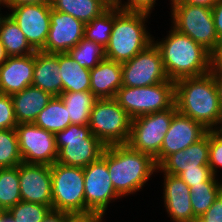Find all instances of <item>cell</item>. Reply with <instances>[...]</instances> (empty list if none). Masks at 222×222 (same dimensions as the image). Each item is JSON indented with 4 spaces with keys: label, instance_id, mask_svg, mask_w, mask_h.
<instances>
[{
    "label": "cell",
    "instance_id": "1",
    "mask_svg": "<svg viewBox=\"0 0 222 222\" xmlns=\"http://www.w3.org/2000/svg\"><path fill=\"white\" fill-rule=\"evenodd\" d=\"M177 111L213 131L222 118L220 98L211 72L175 82ZM214 128V129H213Z\"/></svg>",
    "mask_w": 222,
    "mask_h": 222
},
{
    "label": "cell",
    "instance_id": "2",
    "mask_svg": "<svg viewBox=\"0 0 222 222\" xmlns=\"http://www.w3.org/2000/svg\"><path fill=\"white\" fill-rule=\"evenodd\" d=\"M163 40L153 41L159 48L163 66L171 81L201 76L211 71L212 54L191 37L174 28Z\"/></svg>",
    "mask_w": 222,
    "mask_h": 222
},
{
    "label": "cell",
    "instance_id": "3",
    "mask_svg": "<svg viewBox=\"0 0 222 222\" xmlns=\"http://www.w3.org/2000/svg\"><path fill=\"white\" fill-rule=\"evenodd\" d=\"M101 157L106 161L113 187L121 197L135 194L155 171L158 172L152 156L127 144L106 146Z\"/></svg>",
    "mask_w": 222,
    "mask_h": 222
},
{
    "label": "cell",
    "instance_id": "4",
    "mask_svg": "<svg viewBox=\"0 0 222 222\" xmlns=\"http://www.w3.org/2000/svg\"><path fill=\"white\" fill-rule=\"evenodd\" d=\"M148 16L146 13L122 11L114 4V25L105 47L106 59L127 62L153 43L154 38L145 27Z\"/></svg>",
    "mask_w": 222,
    "mask_h": 222
},
{
    "label": "cell",
    "instance_id": "5",
    "mask_svg": "<svg viewBox=\"0 0 222 222\" xmlns=\"http://www.w3.org/2000/svg\"><path fill=\"white\" fill-rule=\"evenodd\" d=\"M60 164L85 168L98 160L106 146L91 133L89 125L70 124L55 134Z\"/></svg>",
    "mask_w": 222,
    "mask_h": 222
},
{
    "label": "cell",
    "instance_id": "6",
    "mask_svg": "<svg viewBox=\"0 0 222 222\" xmlns=\"http://www.w3.org/2000/svg\"><path fill=\"white\" fill-rule=\"evenodd\" d=\"M115 99L132 119L144 114L162 112L175 105V82L169 79L146 87L122 86Z\"/></svg>",
    "mask_w": 222,
    "mask_h": 222
},
{
    "label": "cell",
    "instance_id": "7",
    "mask_svg": "<svg viewBox=\"0 0 222 222\" xmlns=\"http://www.w3.org/2000/svg\"><path fill=\"white\" fill-rule=\"evenodd\" d=\"M132 118L115 98L97 99L91 110V133L105 146L127 144Z\"/></svg>",
    "mask_w": 222,
    "mask_h": 222
},
{
    "label": "cell",
    "instance_id": "8",
    "mask_svg": "<svg viewBox=\"0 0 222 222\" xmlns=\"http://www.w3.org/2000/svg\"><path fill=\"white\" fill-rule=\"evenodd\" d=\"M171 17L176 31L191 37L211 54L219 46V38L215 31L212 9L206 6L187 3H170Z\"/></svg>",
    "mask_w": 222,
    "mask_h": 222
},
{
    "label": "cell",
    "instance_id": "9",
    "mask_svg": "<svg viewBox=\"0 0 222 222\" xmlns=\"http://www.w3.org/2000/svg\"><path fill=\"white\" fill-rule=\"evenodd\" d=\"M52 209L72 213H86L84 171L81 167L55 162L51 165Z\"/></svg>",
    "mask_w": 222,
    "mask_h": 222
},
{
    "label": "cell",
    "instance_id": "10",
    "mask_svg": "<svg viewBox=\"0 0 222 222\" xmlns=\"http://www.w3.org/2000/svg\"><path fill=\"white\" fill-rule=\"evenodd\" d=\"M176 105L162 111L140 115L131 121L130 136L127 145L155 158L161 150L165 134L169 130Z\"/></svg>",
    "mask_w": 222,
    "mask_h": 222
},
{
    "label": "cell",
    "instance_id": "11",
    "mask_svg": "<svg viewBox=\"0 0 222 222\" xmlns=\"http://www.w3.org/2000/svg\"><path fill=\"white\" fill-rule=\"evenodd\" d=\"M168 80L160 50L154 42L122 63V86L146 87Z\"/></svg>",
    "mask_w": 222,
    "mask_h": 222
},
{
    "label": "cell",
    "instance_id": "12",
    "mask_svg": "<svg viewBox=\"0 0 222 222\" xmlns=\"http://www.w3.org/2000/svg\"><path fill=\"white\" fill-rule=\"evenodd\" d=\"M15 130L24 163L51 166L57 161L55 134L34 123H19Z\"/></svg>",
    "mask_w": 222,
    "mask_h": 222
},
{
    "label": "cell",
    "instance_id": "13",
    "mask_svg": "<svg viewBox=\"0 0 222 222\" xmlns=\"http://www.w3.org/2000/svg\"><path fill=\"white\" fill-rule=\"evenodd\" d=\"M83 171L86 213H95L103 218L110 202L121 198L113 187L107 163L100 157Z\"/></svg>",
    "mask_w": 222,
    "mask_h": 222
},
{
    "label": "cell",
    "instance_id": "14",
    "mask_svg": "<svg viewBox=\"0 0 222 222\" xmlns=\"http://www.w3.org/2000/svg\"><path fill=\"white\" fill-rule=\"evenodd\" d=\"M8 14L24 33L35 51H41L50 29L51 4H24L9 8Z\"/></svg>",
    "mask_w": 222,
    "mask_h": 222
},
{
    "label": "cell",
    "instance_id": "15",
    "mask_svg": "<svg viewBox=\"0 0 222 222\" xmlns=\"http://www.w3.org/2000/svg\"><path fill=\"white\" fill-rule=\"evenodd\" d=\"M85 24L70 14L51 8L50 29L41 50L46 53H67L84 38Z\"/></svg>",
    "mask_w": 222,
    "mask_h": 222
},
{
    "label": "cell",
    "instance_id": "16",
    "mask_svg": "<svg viewBox=\"0 0 222 222\" xmlns=\"http://www.w3.org/2000/svg\"><path fill=\"white\" fill-rule=\"evenodd\" d=\"M21 200L47 205L52 209L51 166L44 164H19Z\"/></svg>",
    "mask_w": 222,
    "mask_h": 222
},
{
    "label": "cell",
    "instance_id": "17",
    "mask_svg": "<svg viewBox=\"0 0 222 222\" xmlns=\"http://www.w3.org/2000/svg\"><path fill=\"white\" fill-rule=\"evenodd\" d=\"M208 131L202 124L177 111L173 115L169 130L165 134L160 153L154 158L157 166L168 155L185 150L203 138Z\"/></svg>",
    "mask_w": 222,
    "mask_h": 222
},
{
    "label": "cell",
    "instance_id": "18",
    "mask_svg": "<svg viewBox=\"0 0 222 222\" xmlns=\"http://www.w3.org/2000/svg\"><path fill=\"white\" fill-rule=\"evenodd\" d=\"M35 53L8 57L0 66V93L12 95L32 85Z\"/></svg>",
    "mask_w": 222,
    "mask_h": 222
},
{
    "label": "cell",
    "instance_id": "19",
    "mask_svg": "<svg viewBox=\"0 0 222 222\" xmlns=\"http://www.w3.org/2000/svg\"><path fill=\"white\" fill-rule=\"evenodd\" d=\"M163 199L173 222H191L194 218L189 186L179 177L164 173Z\"/></svg>",
    "mask_w": 222,
    "mask_h": 222
},
{
    "label": "cell",
    "instance_id": "20",
    "mask_svg": "<svg viewBox=\"0 0 222 222\" xmlns=\"http://www.w3.org/2000/svg\"><path fill=\"white\" fill-rule=\"evenodd\" d=\"M209 131L185 150L168 155L157 170L179 176L186 169H198V166H209Z\"/></svg>",
    "mask_w": 222,
    "mask_h": 222
},
{
    "label": "cell",
    "instance_id": "21",
    "mask_svg": "<svg viewBox=\"0 0 222 222\" xmlns=\"http://www.w3.org/2000/svg\"><path fill=\"white\" fill-rule=\"evenodd\" d=\"M90 91L97 99L115 98L122 87V63L103 59L90 69Z\"/></svg>",
    "mask_w": 222,
    "mask_h": 222
},
{
    "label": "cell",
    "instance_id": "22",
    "mask_svg": "<svg viewBox=\"0 0 222 222\" xmlns=\"http://www.w3.org/2000/svg\"><path fill=\"white\" fill-rule=\"evenodd\" d=\"M59 53L35 52V67L32 85L58 97L62 93V78L58 74Z\"/></svg>",
    "mask_w": 222,
    "mask_h": 222
},
{
    "label": "cell",
    "instance_id": "23",
    "mask_svg": "<svg viewBox=\"0 0 222 222\" xmlns=\"http://www.w3.org/2000/svg\"><path fill=\"white\" fill-rule=\"evenodd\" d=\"M17 123H34L39 113L53 98L42 89L29 85L24 90L11 95Z\"/></svg>",
    "mask_w": 222,
    "mask_h": 222
},
{
    "label": "cell",
    "instance_id": "24",
    "mask_svg": "<svg viewBox=\"0 0 222 222\" xmlns=\"http://www.w3.org/2000/svg\"><path fill=\"white\" fill-rule=\"evenodd\" d=\"M59 67L62 92L90 91V69L80 66L68 53H59Z\"/></svg>",
    "mask_w": 222,
    "mask_h": 222
},
{
    "label": "cell",
    "instance_id": "25",
    "mask_svg": "<svg viewBox=\"0 0 222 222\" xmlns=\"http://www.w3.org/2000/svg\"><path fill=\"white\" fill-rule=\"evenodd\" d=\"M51 8L67 13L84 24L100 16L111 4L107 0H51Z\"/></svg>",
    "mask_w": 222,
    "mask_h": 222
},
{
    "label": "cell",
    "instance_id": "26",
    "mask_svg": "<svg viewBox=\"0 0 222 222\" xmlns=\"http://www.w3.org/2000/svg\"><path fill=\"white\" fill-rule=\"evenodd\" d=\"M0 41L8 57L25 56L36 52L17 23L8 14L0 17Z\"/></svg>",
    "mask_w": 222,
    "mask_h": 222
},
{
    "label": "cell",
    "instance_id": "27",
    "mask_svg": "<svg viewBox=\"0 0 222 222\" xmlns=\"http://www.w3.org/2000/svg\"><path fill=\"white\" fill-rule=\"evenodd\" d=\"M59 97L67 109L71 124L88 125L91 110L97 100L91 91L62 92Z\"/></svg>",
    "mask_w": 222,
    "mask_h": 222
},
{
    "label": "cell",
    "instance_id": "28",
    "mask_svg": "<svg viewBox=\"0 0 222 222\" xmlns=\"http://www.w3.org/2000/svg\"><path fill=\"white\" fill-rule=\"evenodd\" d=\"M34 124L53 134L64 130L71 124L67 109L59 96L53 97L48 102L37 116Z\"/></svg>",
    "mask_w": 222,
    "mask_h": 222
},
{
    "label": "cell",
    "instance_id": "29",
    "mask_svg": "<svg viewBox=\"0 0 222 222\" xmlns=\"http://www.w3.org/2000/svg\"><path fill=\"white\" fill-rule=\"evenodd\" d=\"M212 175L207 181L189 187L191 206L195 217L203 215L222 192V182Z\"/></svg>",
    "mask_w": 222,
    "mask_h": 222
},
{
    "label": "cell",
    "instance_id": "30",
    "mask_svg": "<svg viewBox=\"0 0 222 222\" xmlns=\"http://www.w3.org/2000/svg\"><path fill=\"white\" fill-rule=\"evenodd\" d=\"M21 200L19 187V165L0 169V206L4 211Z\"/></svg>",
    "mask_w": 222,
    "mask_h": 222
},
{
    "label": "cell",
    "instance_id": "31",
    "mask_svg": "<svg viewBox=\"0 0 222 222\" xmlns=\"http://www.w3.org/2000/svg\"><path fill=\"white\" fill-rule=\"evenodd\" d=\"M114 25V4L100 16L85 24L84 38L105 48L110 40Z\"/></svg>",
    "mask_w": 222,
    "mask_h": 222
},
{
    "label": "cell",
    "instance_id": "32",
    "mask_svg": "<svg viewBox=\"0 0 222 222\" xmlns=\"http://www.w3.org/2000/svg\"><path fill=\"white\" fill-rule=\"evenodd\" d=\"M80 66L93 69L105 59V48L93 41L83 38L74 48L67 52Z\"/></svg>",
    "mask_w": 222,
    "mask_h": 222
},
{
    "label": "cell",
    "instance_id": "33",
    "mask_svg": "<svg viewBox=\"0 0 222 222\" xmlns=\"http://www.w3.org/2000/svg\"><path fill=\"white\" fill-rule=\"evenodd\" d=\"M22 162L16 130H0V169L15 167Z\"/></svg>",
    "mask_w": 222,
    "mask_h": 222
},
{
    "label": "cell",
    "instance_id": "34",
    "mask_svg": "<svg viewBox=\"0 0 222 222\" xmlns=\"http://www.w3.org/2000/svg\"><path fill=\"white\" fill-rule=\"evenodd\" d=\"M51 208L47 205L20 201L7 212L16 222H42Z\"/></svg>",
    "mask_w": 222,
    "mask_h": 222
},
{
    "label": "cell",
    "instance_id": "35",
    "mask_svg": "<svg viewBox=\"0 0 222 222\" xmlns=\"http://www.w3.org/2000/svg\"><path fill=\"white\" fill-rule=\"evenodd\" d=\"M17 125L11 95L0 93V130L15 129Z\"/></svg>",
    "mask_w": 222,
    "mask_h": 222
},
{
    "label": "cell",
    "instance_id": "36",
    "mask_svg": "<svg viewBox=\"0 0 222 222\" xmlns=\"http://www.w3.org/2000/svg\"><path fill=\"white\" fill-rule=\"evenodd\" d=\"M209 167L214 176L217 168L222 167V137L214 130L209 131Z\"/></svg>",
    "mask_w": 222,
    "mask_h": 222
},
{
    "label": "cell",
    "instance_id": "37",
    "mask_svg": "<svg viewBox=\"0 0 222 222\" xmlns=\"http://www.w3.org/2000/svg\"><path fill=\"white\" fill-rule=\"evenodd\" d=\"M212 175L209 166H198V169H186L179 177L191 187L207 181Z\"/></svg>",
    "mask_w": 222,
    "mask_h": 222
},
{
    "label": "cell",
    "instance_id": "38",
    "mask_svg": "<svg viewBox=\"0 0 222 222\" xmlns=\"http://www.w3.org/2000/svg\"><path fill=\"white\" fill-rule=\"evenodd\" d=\"M122 4V0H116L115 5L125 12H135V13H146L150 14L152 9H154L156 0H127Z\"/></svg>",
    "mask_w": 222,
    "mask_h": 222
},
{
    "label": "cell",
    "instance_id": "39",
    "mask_svg": "<svg viewBox=\"0 0 222 222\" xmlns=\"http://www.w3.org/2000/svg\"><path fill=\"white\" fill-rule=\"evenodd\" d=\"M204 222H222V192L213 201L211 207L200 216Z\"/></svg>",
    "mask_w": 222,
    "mask_h": 222
},
{
    "label": "cell",
    "instance_id": "40",
    "mask_svg": "<svg viewBox=\"0 0 222 222\" xmlns=\"http://www.w3.org/2000/svg\"><path fill=\"white\" fill-rule=\"evenodd\" d=\"M102 217L95 213H66L64 222H102Z\"/></svg>",
    "mask_w": 222,
    "mask_h": 222
},
{
    "label": "cell",
    "instance_id": "41",
    "mask_svg": "<svg viewBox=\"0 0 222 222\" xmlns=\"http://www.w3.org/2000/svg\"><path fill=\"white\" fill-rule=\"evenodd\" d=\"M211 9L214 19L215 31L220 40L222 38V0H217Z\"/></svg>",
    "mask_w": 222,
    "mask_h": 222
},
{
    "label": "cell",
    "instance_id": "42",
    "mask_svg": "<svg viewBox=\"0 0 222 222\" xmlns=\"http://www.w3.org/2000/svg\"><path fill=\"white\" fill-rule=\"evenodd\" d=\"M215 79V84L218 90V95L220 98V105L222 110V66L212 65L210 71Z\"/></svg>",
    "mask_w": 222,
    "mask_h": 222
},
{
    "label": "cell",
    "instance_id": "43",
    "mask_svg": "<svg viewBox=\"0 0 222 222\" xmlns=\"http://www.w3.org/2000/svg\"><path fill=\"white\" fill-rule=\"evenodd\" d=\"M51 0H4L2 6L12 8L24 4H50Z\"/></svg>",
    "mask_w": 222,
    "mask_h": 222
},
{
    "label": "cell",
    "instance_id": "44",
    "mask_svg": "<svg viewBox=\"0 0 222 222\" xmlns=\"http://www.w3.org/2000/svg\"><path fill=\"white\" fill-rule=\"evenodd\" d=\"M65 212L51 209L44 217L42 222H64Z\"/></svg>",
    "mask_w": 222,
    "mask_h": 222
},
{
    "label": "cell",
    "instance_id": "45",
    "mask_svg": "<svg viewBox=\"0 0 222 222\" xmlns=\"http://www.w3.org/2000/svg\"><path fill=\"white\" fill-rule=\"evenodd\" d=\"M171 3H187L192 5H200L212 8L217 0H170Z\"/></svg>",
    "mask_w": 222,
    "mask_h": 222
},
{
    "label": "cell",
    "instance_id": "46",
    "mask_svg": "<svg viewBox=\"0 0 222 222\" xmlns=\"http://www.w3.org/2000/svg\"><path fill=\"white\" fill-rule=\"evenodd\" d=\"M212 65L222 66V38L217 50L212 54Z\"/></svg>",
    "mask_w": 222,
    "mask_h": 222
},
{
    "label": "cell",
    "instance_id": "47",
    "mask_svg": "<svg viewBox=\"0 0 222 222\" xmlns=\"http://www.w3.org/2000/svg\"><path fill=\"white\" fill-rule=\"evenodd\" d=\"M0 222H16V219H14L11 214H9L7 211H5L0 216Z\"/></svg>",
    "mask_w": 222,
    "mask_h": 222
},
{
    "label": "cell",
    "instance_id": "48",
    "mask_svg": "<svg viewBox=\"0 0 222 222\" xmlns=\"http://www.w3.org/2000/svg\"><path fill=\"white\" fill-rule=\"evenodd\" d=\"M8 55L5 51L4 46L2 45L1 41H0V66L7 60Z\"/></svg>",
    "mask_w": 222,
    "mask_h": 222
},
{
    "label": "cell",
    "instance_id": "49",
    "mask_svg": "<svg viewBox=\"0 0 222 222\" xmlns=\"http://www.w3.org/2000/svg\"><path fill=\"white\" fill-rule=\"evenodd\" d=\"M220 124H221V125H220ZM219 125H220V127L217 126L218 128H216L214 131H215L219 136L222 137V118H221V120H220V122H219Z\"/></svg>",
    "mask_w": 222,
    "mask_h": 222
},
{
    "label": "cell",
    "instance_id": "50",
    "mask_svg": "<svg viewBox=\"0 0 222 222\" xmlns=\"http://www.w3.org/2000/svg\"><path fill=\"white\" fill-rule=\"evenodd\" d=\"M191 222H204V221L200 217H196Z\"/></svg>",
    "mask_w": 222,
    "mask_h": 222
},
{
    "label": "cell",
    "instance_id": "51",
    "mask_svg": "<svg viewBox=\"0 0 222 222\" xmlns=\"http://www.w3.org/2000/svg\"><path fill=\"white\" fill-rule=\"evenodd\" d=\"M111 5L115 4L116 0H107Z\"/></svg>",
    "mask_w": 222,
    "mask_h": 222
},
{
    "label": "cell",
    "instance_id": "52",
    "mask_svg": "<svg viewBox=\"0 0 222 222\" xmlns=\"http://www.w3.org/2000/svg\"><path fill=\"white\" fill-rule=\"evenodd\" d=\"M4 209L0 206V216L4 213Z\"/></svg>",
    "mask_w": 222,
    "mask_h": 222
}]
</instances>
